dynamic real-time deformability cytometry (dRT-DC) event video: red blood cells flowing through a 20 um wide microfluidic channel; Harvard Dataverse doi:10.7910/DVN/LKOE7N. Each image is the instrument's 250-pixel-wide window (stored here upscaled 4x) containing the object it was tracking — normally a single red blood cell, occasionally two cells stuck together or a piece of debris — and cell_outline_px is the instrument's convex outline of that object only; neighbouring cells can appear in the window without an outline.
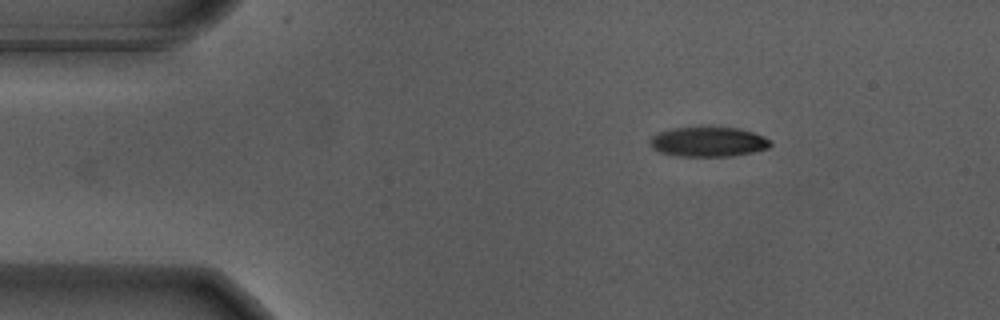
{"species": "Egyptian fruit bat (a non-hibernating species)", "species_latin": "Rousettus aegyptiacus", "temperature_condition": "warm", "stored_images_in_passage": 41, "camera_frame_rate_fps": 3000, "um_per_image_px": 0.085, "animal": {"sex": "male"}, "frame": {"image": 1, "passage_image": 1, "time_ms": 0.0, "image_size_px": [1000, 320], "cell_outline_px": [[772, 144], [768, 148], [752, 152], [732, 156], [680, 156], [660, 152], [652, 148], [648, 140], [652, 136], [660, 132], [672, 128], [740, 128], [764, 136], [772, 140]], "centroid_in_image_um": [60.22, 12.06], "position_along_channel_um": 24.8, "area_um2": 20.75}}
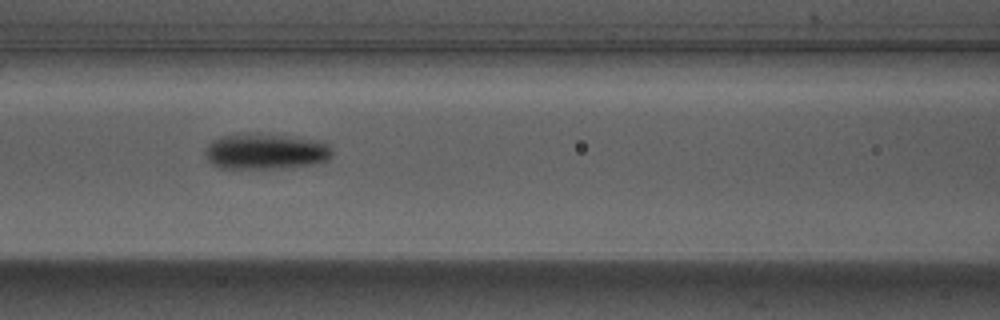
{"frame": {"image": 2, "passage_image": 16, "time_ms": 5.0, "image_size_px": [1000, 320], "cell_outline_px": [[332, 156], [328, 160], [316, 164], [280, 168], [220, 168], [212, 164], [204, 156], [204, 152], [208, 144], [212, 140], [220, 136], [256, 132], [260, 132], [296, 136], [316, 140], [328, 144], [332, 152]], "centroid_in_image_um": [22.57, 12.85], "position_along_channel_um": 144.0, "area_um2": 27.05}}
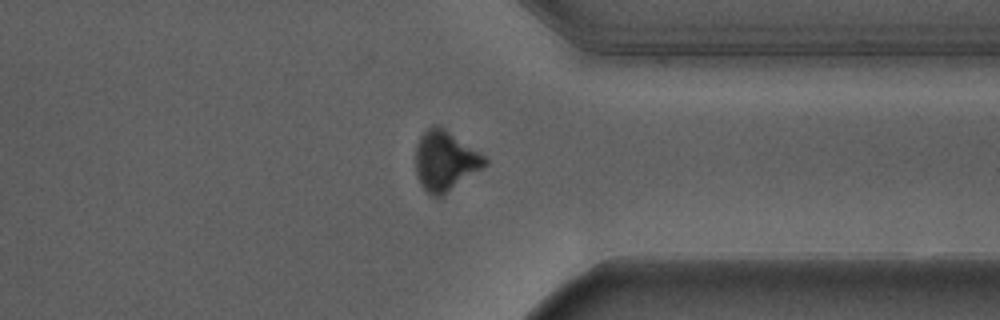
{"frame": {"image": 3, "passage_image": 35, "time_ms": 11.333, "image_size_px": [1000, 320], "cell_outline_px": [[488, 164], [440, 196], [432, 196], [420, 184], [416, 172], [416, 148], [420, 136], [432, 124], [440, 124], [484, 156], [488, 160]], "centroid_in_image_um": [37.82, 13.62], "position_along_channel_um": 373.6, "area_um2": 23.76}, "authors_computed_cell_mechanics": {"area_um2": 23.7558, "velocity_mm_per_s": 3.7045, "shape_relaxation_time_tau1_ms": 2.9765, "shape_relaxation_time_tau2_ms": null, "deformation_change_tau1": 0.1473, "deformation_change_tau2": null}}